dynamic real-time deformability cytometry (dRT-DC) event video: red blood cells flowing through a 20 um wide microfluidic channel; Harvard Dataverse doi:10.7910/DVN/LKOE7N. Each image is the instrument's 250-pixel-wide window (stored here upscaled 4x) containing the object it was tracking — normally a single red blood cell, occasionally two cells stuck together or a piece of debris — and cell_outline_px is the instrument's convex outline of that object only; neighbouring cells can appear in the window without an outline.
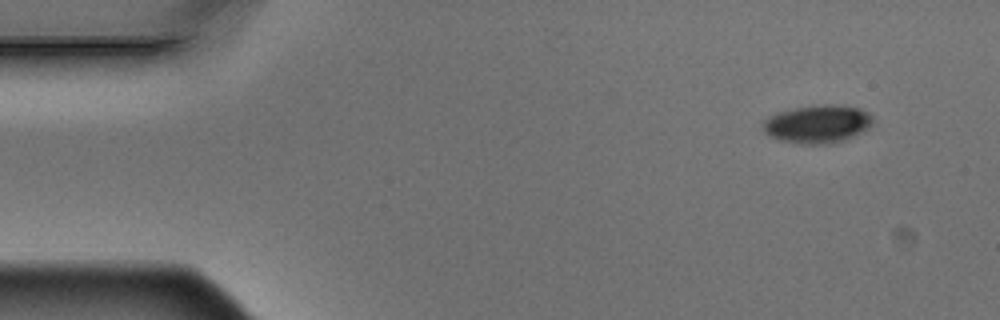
{"species": "Egyptian fruit bat (a non-hibernating species)", "species_latin": "Rousettus aegyptiacus", "temperature_condition": "warm", "stored_images_in_passage": 4, "camera_frame_rate_fps": 3000, "um_per_image_px": 0.085, "animal": {"sex": "male"}, "frame": {"image": 1, "passage_image": 1, "time_ms": 0.0, "image_size_px": [1000, 320], "cell_outline_px": [[872, 124], [868, 128], [844, 140], [828, 144], [800, 144], [780, 140], [768, 136], [760, 128], [764, 120], [768, 116], [780, 112], [796, 108], [824, 104], [836, 104], [860, 108], [868, 112], [872, 116]], "centroid_in_image_um": [69.46, 10.54], "position_along_channel_um": 15.5, "area_um2": 24.45}}
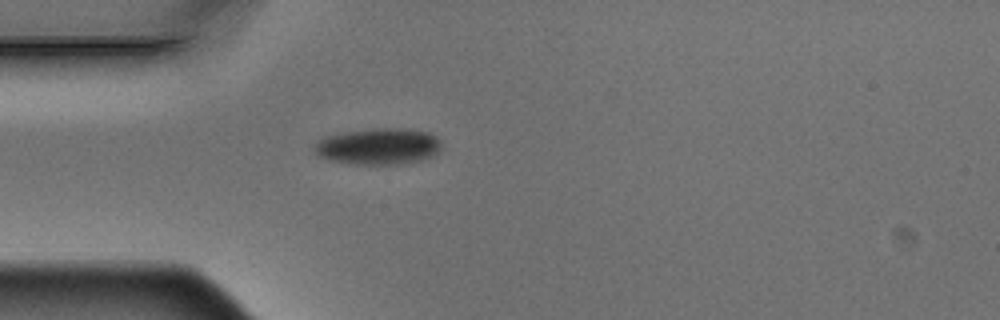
{"frame": {"image": 2, "passage_image": 4, "time_ms": 1.0, "image_size_px": [1000, 320], "cell_outline_px": [[444, 148], [432, 156], [420, 160], [396, 164], [352, 164], [328, 160], [316, 156], [316, 144], [324, 136], [344, 132], [372, 128], [408, 128], [428, 132], [436, 136], [440, 140]], "centroid_in_image_um": [32.2, 12.43], "position_along_channel_um": 52.8, "area_um2": 27.17}}